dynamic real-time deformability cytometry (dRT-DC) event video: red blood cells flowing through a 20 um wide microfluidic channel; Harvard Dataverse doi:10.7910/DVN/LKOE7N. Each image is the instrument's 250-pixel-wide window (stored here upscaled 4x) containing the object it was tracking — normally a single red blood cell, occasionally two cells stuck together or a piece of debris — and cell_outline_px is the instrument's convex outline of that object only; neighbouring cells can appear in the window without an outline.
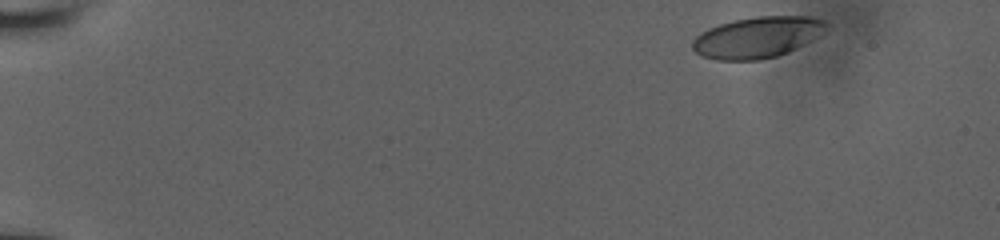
{"species": "human", "species_latin": "Homo sapiens", "temperature_condition": "room temperature", "stored_images_in_passage": 63, "camera_frame_rate_fps": 3000, "um_per_image_px": 0.085, "donor": {"sex": "male"}, "frame": {"image": 1, "passage_image": 1, "time_ms": 0.0, "image_size_px": [1000, 240], "cell_outline_px": [[828, 28], [820, 36], [788, 52], [776, 56], [760, 60], [716, 60], [704, 56], [696, 52], [692, 48], [692, 40], [700, 32], [708, 28], [720, 24], [736, 20], [756, 16], [808, 16], [824, 20], [828, 24]], "centroid_in_image_um": [64.39, 3.17], "position_along_channel_um": 20.6, "area_um2": 32.14}}
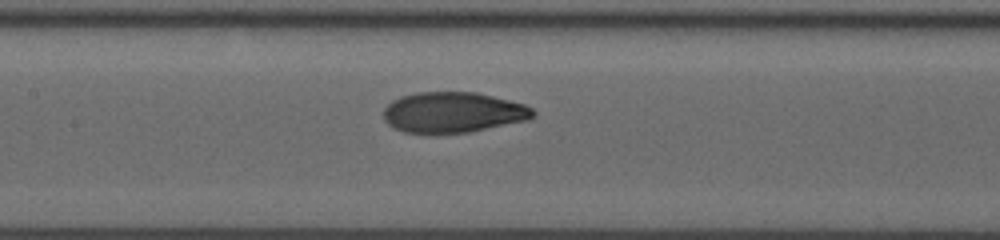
{"frame": {"image": 2, "passage_image": 34, "time_ms": 7.333, "image_size_px": [1000, 240], "cell_outline_px": [[536, 112], [528, 120], [468, 132], [404, 132], [392, 128], [384, 120], [384, 108], [392, 100], [400, 96], [416, 92], [476, 92], [524, 104], [532, 108]], "centroid_in_image_um": [38.48, 9.53], "position_along_channel_um": 168.9, "area_um2": 35.08}}
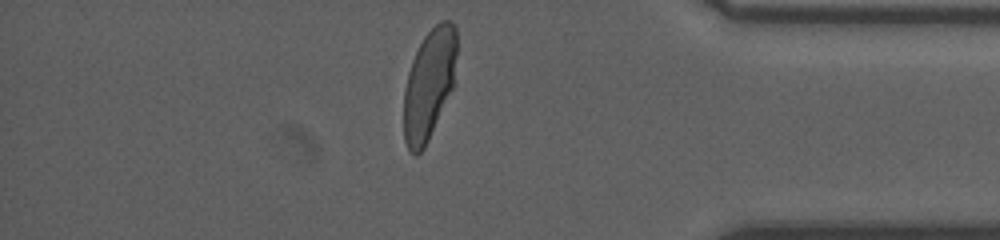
{"frame": {"image": 3, "passage_image": 60, "time_ms": 13.667, "image_size_px": [1000, 240], "cell_outline_px": [[456, 56], [452, 88], [428, 140], [424, 148], [416, 156], [408, 152], [404, 140], [404, 92], [408, 72], [412, 60], [424, 36], [440, 20], [448, 20], [456, 28]], "centroid_in_image_um": [36.45, 7.18], "position_along_channel_um": 398.8, "area_um2": 33.7}}